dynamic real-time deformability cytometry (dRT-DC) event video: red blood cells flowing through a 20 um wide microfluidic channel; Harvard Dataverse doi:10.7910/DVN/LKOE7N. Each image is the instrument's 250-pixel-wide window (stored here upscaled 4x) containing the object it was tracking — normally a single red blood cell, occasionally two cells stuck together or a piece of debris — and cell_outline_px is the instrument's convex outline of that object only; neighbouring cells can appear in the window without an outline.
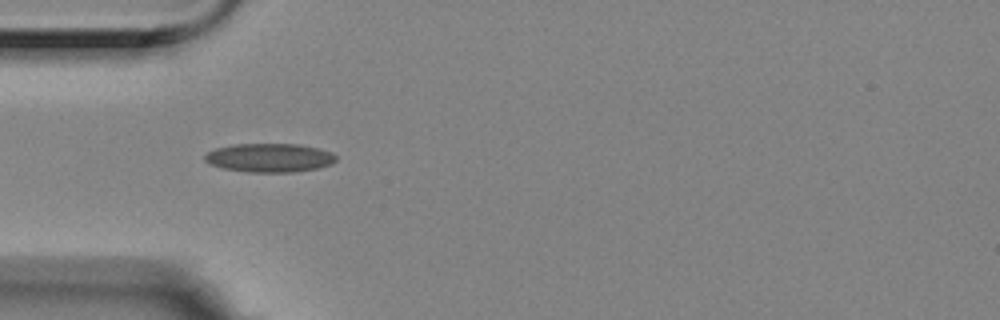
{"species": "Egyptian fruit bat (a non-hibernating species)", "species_latin": "Rousettus aegyptiacus", "temperature_condition": "room temperature", "stored_images_in_passage": 4, "camera_frame_rate_fps": 3000, "um_per_image_px": 0.085, "animal": {"sex": "female"}, "frame": {"image": 1, "passage_image": 3, "time_ms": 0.667, "image_size_px": [1000, 320], "cell_outline_px": [[336, 160], [332, 164], [316, 168], [292, 172], [248, 172], [224, 168], [212, 164], [204, 160], [204, 156], [208, 152], [216, 148], [236, 144], [300, 144], [332, 152], [336, 156]], "centroid_in_image_um": [22.92, 13.4], "position_along_channel_um": 62.1, "area_um2": 21.79}}
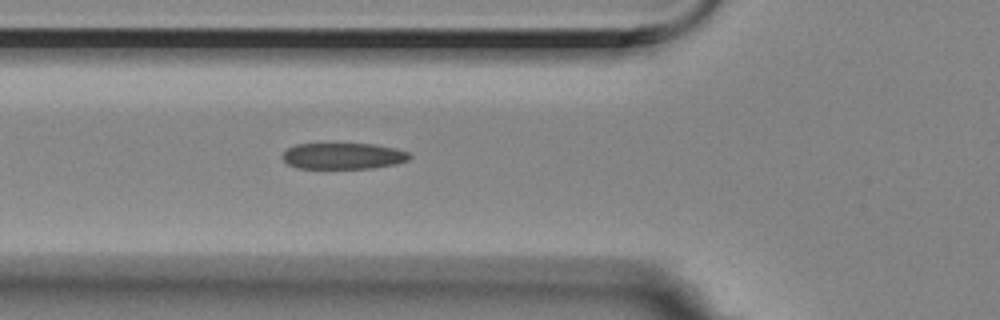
{"frame": {"image": 2, "passage_image": 4, "time_ms": 1.0, "image_size_px": [1000, 320], "cell_outline_px": [[412, 156], [408, 160], [396, 164], [372, 168], [296, 168], [288, 164], [280, 156], [288, 148], [296, 144], [376, 144], [396, 148], [408, 152]], "centroid_in_image_um": [29.18, 13.26], "position_along_channel_um": 96.6, "area_um2": 19.48}}